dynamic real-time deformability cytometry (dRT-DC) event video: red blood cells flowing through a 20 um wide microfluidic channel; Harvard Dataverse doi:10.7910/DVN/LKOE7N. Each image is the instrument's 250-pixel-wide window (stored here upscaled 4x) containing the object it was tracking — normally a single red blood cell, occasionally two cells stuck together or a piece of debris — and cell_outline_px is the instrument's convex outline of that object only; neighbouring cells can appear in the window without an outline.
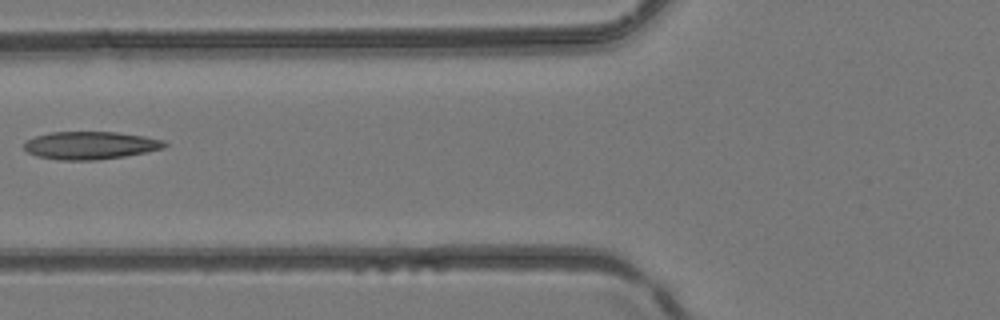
{"species": "common noctule bat (a hibernating species)", "species_latin": "Nyctalus noctula", "temperature_condition": "room temperature", "stored_images_in_passage": 5, "camera_frame_rate_fps": 3000, "um_per_image_px": 0.085, "animal": {"sex": "female", "body_mass_g": 24.6, "forearm_length_mm": 56.2}, "frame": {"image": 1, "passage_image": 5, "time_ms": 1.333, "image_size_px": [1000, 320], "cell_outline_px": [[168, 144], [164, 148], [148, 152], [124, 156], [96, 160], [60, 160], [36, 156], [28, 152], [24, 148], [24, 140], [36, 136], [52, 132], [116, 132], [144, 136], [164, 140]], "centroid_in_image_um": [7.68, 12.36], "position_along_channel_um": 118.1, "area_um2": 22.83}}